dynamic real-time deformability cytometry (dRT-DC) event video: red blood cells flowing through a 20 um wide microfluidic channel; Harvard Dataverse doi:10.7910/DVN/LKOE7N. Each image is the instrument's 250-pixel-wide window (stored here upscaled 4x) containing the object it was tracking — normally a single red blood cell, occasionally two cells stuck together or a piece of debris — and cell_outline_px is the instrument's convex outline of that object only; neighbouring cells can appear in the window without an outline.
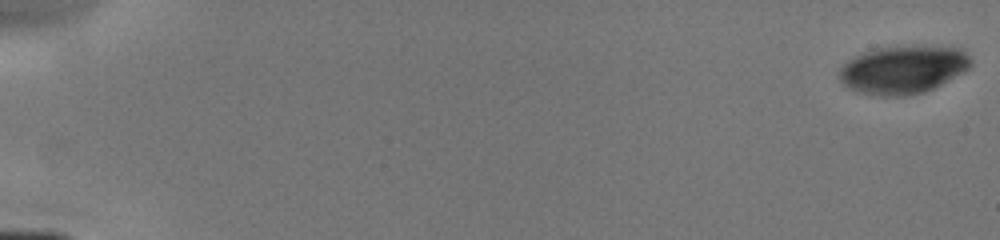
{"species": "human", "species_latin": "Homo sapiens", "temperature_condition": "cold", "stored_images_in_passage": 8, "camera_frame_rate_fps": 3000, "um_per_image_px": 0.085, "donor": {"sex": "male"}, "frame": {"image": 1, "passage_image": 1, "time_ms": 0.0, "image_size_px": [1000, 240], "cell_outline_px": [[972, 64], [964, 72], [924, 92], [904, 96], [884, 96], [860, 92], [848, 88], [840, 80], [840, 68], [848, 60], [864, 52], [876, 48], [912, 44], [924, 44], [960, 48], [972, 60]], "centroid_in_image_um": [76.79, 5.88], "position_along_channel_um": 8.2, "area_um2": 37.11}}
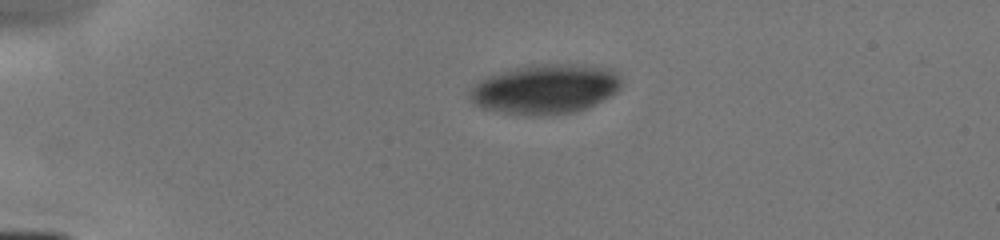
{"frame": {"image": 2, "passage_image": 5, "time_ms": 4.0, "image_size_px": [1000, 240], "cell_outline_px": [[620, 88], [616, 92], [584, 108], [572, 112], [536, 116], [528, 116], [500, 112], [484, 108], [476, 104], [472, 100], [472, 88], [480, 80], [516, 68], [552, 64], [612, 68], [620, 76]], "centroid_in_image_um": [46.38, 7.59], "position_along_channel_um": 38.6, "area_um2": 42.43}}